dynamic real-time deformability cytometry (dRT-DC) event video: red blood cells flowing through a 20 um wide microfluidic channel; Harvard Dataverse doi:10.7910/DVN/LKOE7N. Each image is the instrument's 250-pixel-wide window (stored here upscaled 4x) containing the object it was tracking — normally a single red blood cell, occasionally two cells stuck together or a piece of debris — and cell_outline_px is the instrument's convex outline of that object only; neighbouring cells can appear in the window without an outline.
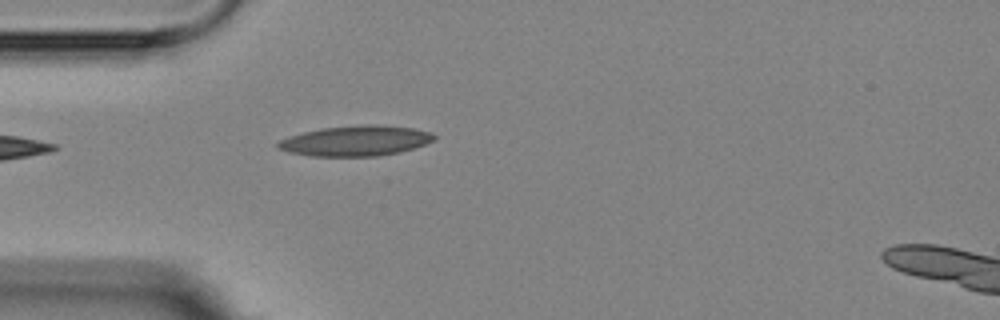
{"species": "Egyptian fruit bat (a non-hibernating species)", "species_latin": "Rousettus aegyptiacus", "temperature_condition": "room temperature", "stored_images_in_passage": 5, "camera_frame_rate_fps": 3000, "um_per_image_px": 0.085, "animal": {"sex": "female"}, "frame": {"image": 1, "passage_image": 5, "time_ms": 4.333, "image_size_px": [1000, 320], "cell_outline_px": [[436, 136], [432, 140], [424, 144], [400, 152], [376, 156], [308, 156], [288, 152], [276, 148], [276, 144], [280, 140], [288, 136], [320, 128], [364, 124], [380, 124], [412, 128], [432, 132]], "centroid_in_image_um": [30.19, 11.96], "position_along_channel_um": 54.8, "area_um2": 27.69}}